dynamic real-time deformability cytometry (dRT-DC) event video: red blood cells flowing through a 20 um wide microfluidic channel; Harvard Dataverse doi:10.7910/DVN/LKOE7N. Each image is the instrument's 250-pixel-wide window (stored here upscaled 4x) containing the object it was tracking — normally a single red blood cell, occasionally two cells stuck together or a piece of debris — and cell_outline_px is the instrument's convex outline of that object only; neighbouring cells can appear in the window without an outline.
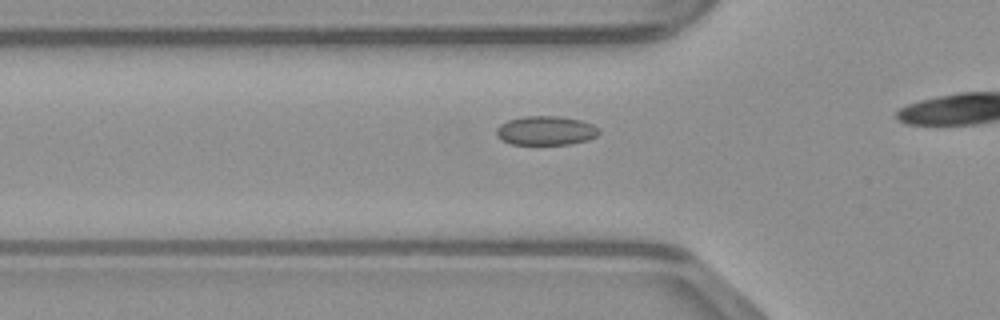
{"species": "common noctule bat (a hibernating species)", "species_latin": "Nyctalus noctula", "temperature_condition": "warm", "stored_images_in_passage": 13, "camera_frame_rate_fps": 3000, "um_per_image_px": 0.085, "animal": {"sex": "male", "body_mass_g": 23.1, "forearm_length_mm": 52.7}, "frame": {"image": 1, "passage_image": 8, "time_ms": 2.333, "image_size_px": [1000, 320], "cell_outline_px": [[600, 132], [596, 136], [588, 140], [572, 144], [512, 144], [500, 140], [496, 136], [496, 128], [500, 124], [508, 120], [524, 116], [560, 116], [580, 120], [592, 124], [600, 128]], "centroid_in_image_um": [46.39, 11.1], "position_along_channel_um": 79.4, "area_um2": 17.57}}
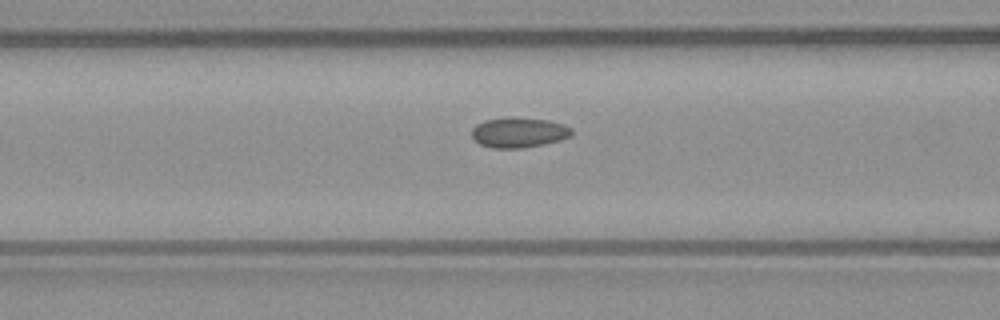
{"frame": {"image": 2, "passage_image": 11, "time_ms": 3.333, "image_size_px": [1000, 320], "cell_outline_px": [[572, 136], [560, 140], [544, 144], [520, 148], [492, 148], [480, 144], [472, 136], [472, 128], [476, 124], [484, 120], [508, 116], [512, 116], [548, 120], [564, 124], [572, 128]], "centroid_in_image_um": [44.1, 11.24], "position_along_channel_um": 122.5, "area_um2": 17.8}}